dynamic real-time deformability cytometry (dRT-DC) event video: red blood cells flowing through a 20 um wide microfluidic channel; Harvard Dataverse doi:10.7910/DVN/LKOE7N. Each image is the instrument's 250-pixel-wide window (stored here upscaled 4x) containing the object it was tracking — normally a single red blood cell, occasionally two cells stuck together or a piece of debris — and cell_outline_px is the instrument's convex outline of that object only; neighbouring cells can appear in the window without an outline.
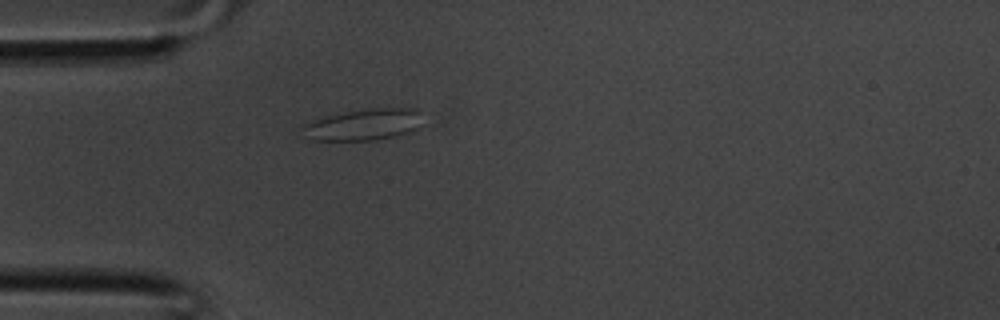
{"species": "common noctule bat (a hibernating species)", "species_latin": "Nyctalus noctula", "temperature_condition": "room temperature", "stored_images_in_passage": 28, "camera_frame_rate_fps": 3000, "um_per_image_px": 0.085, "animal": {"sex": "male", "body_mass_g": 20.1, "forearm_length_mm": 53.5}, "frame": {"image": 1, "passage_image": 1, "time_ms": 0.0, "image_size_px": [1000, 320], "cell_outline_px": [[420, 112], [416, 128], [408, 132], [396, 136], [376, 140], [312, 140], [300, 128], [304, 124], [312, 120], [328, 116], [348, 112], [376, 108], [416, 108]], "centroid_in_image_um": [30.88, 10.6], "position_along_channel_um": 54.1, "area_um2": 21.44}}
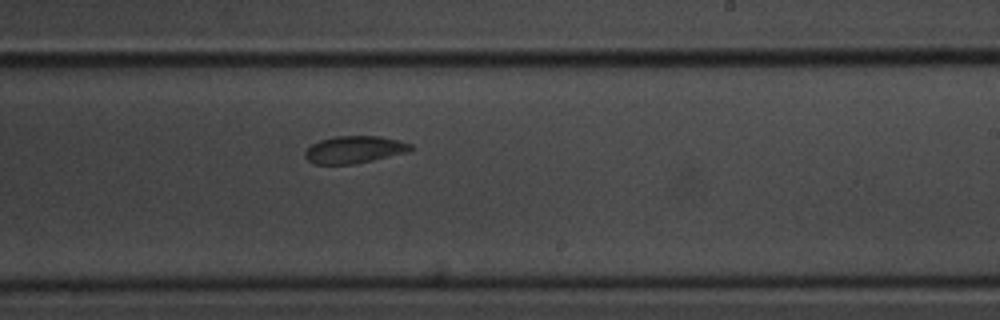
{"frame": {"image": 2, "passage_image": 13, "time_ms": 4.0, "image_size_px": [1000, 320], "cell_outline_px": [[416, 148], [412, 152], [356, 164], [312, 164], [304, 156], [304, 152], [312, 144], [320, 140], [332, 136], [380, 136], [412, 144]], "centroid_in_image_um": [30.17, 12.72], "position_along_channel_um": 258.8, "area_um2": 17.17}}
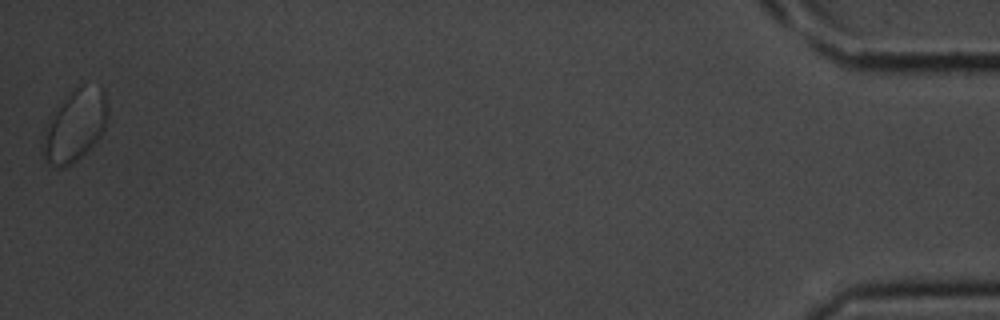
{"frame": {"image": 3, "passage_image": 28, "time_ms": 9.0, "image_size_px": [1000, 320], "cell_outline_px": [[108, 116], [104, 128], [100, 136], [72, 164], [64, 168], [56, 168], [48, 164], [44, 156], [44, 152], [48, 132], [56, 112], [72, 92], [80, 84], [84, 84], [104, 88], [108, 108]], "centroid_in_image_um": [6.49, 10.68], "position_along_channel_um": 428.7, "area_um2": 25.49}}